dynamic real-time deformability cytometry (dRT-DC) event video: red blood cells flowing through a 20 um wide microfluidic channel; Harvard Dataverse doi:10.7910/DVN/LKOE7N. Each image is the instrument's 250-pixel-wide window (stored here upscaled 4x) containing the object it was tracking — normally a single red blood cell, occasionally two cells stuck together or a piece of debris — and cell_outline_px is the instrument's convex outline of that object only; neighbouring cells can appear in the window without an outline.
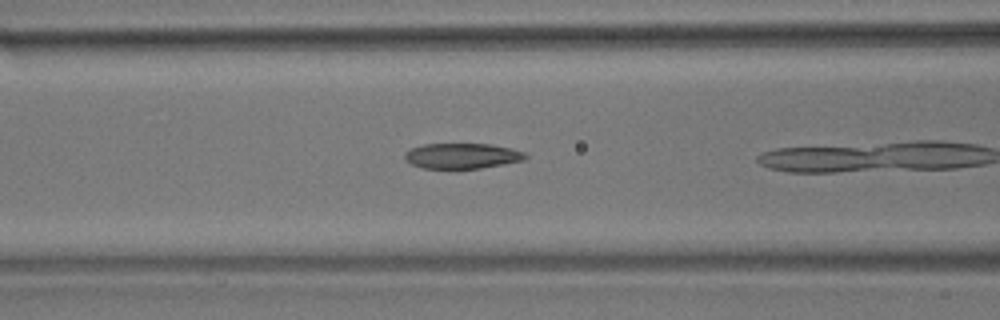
{"species": "common noctule bat (a hibernating species)", "species_latin": "Nyctalus noctula", "temperature_condition": "room temperature", "stored_images_in_passage": 7, "camera_frame_rate_fps": 3000, "um_per_image_px": 0.085, "animal": {"sex": "male", "body_mass_g": 17.9}, "frame": {"image": 1, "passage_image": 6, "time_ms": 1.667, "image_size_px": [1000, 320], "cell_outline_px": [[528, 156], [524, 160], [504, 164], [480, 168], [424, 168], [412, 164], [404, 160], [404, 152], [412, 148], [424, 144], [492, 144], [512, 148], [524, 152]], "centroid_in_image_um": [39.28, 13.24], "position_along_channel_um": 127.3, "area_um2": 17.86}}